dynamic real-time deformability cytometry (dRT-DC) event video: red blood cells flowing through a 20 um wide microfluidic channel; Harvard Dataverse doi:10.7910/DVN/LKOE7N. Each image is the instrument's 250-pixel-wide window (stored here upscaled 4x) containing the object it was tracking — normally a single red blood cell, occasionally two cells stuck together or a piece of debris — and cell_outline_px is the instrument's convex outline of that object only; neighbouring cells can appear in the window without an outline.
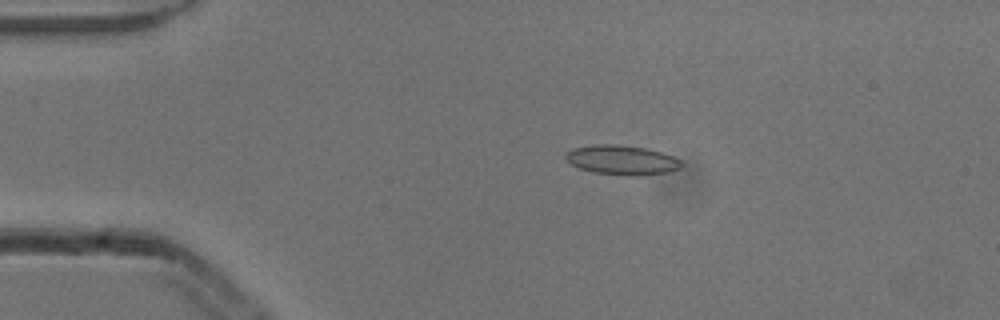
{"species": "common noctule bat (a hibernating species)", "species_latin": "Nyctalus noctula", "temperature_condition": "cold", "stored_images_in_passage": 4, "camera_frame_rate_fps": 3000, "um_per_image_px": 0.085, "animal": {"sex": "male", "body_mass_g": 13.3}, "frame": {"image": 1, "passage_image": 3, "time_ms": 0.667, "image_size_px": [1000, 320], "cell_outline_px": [[684, 164], [680, 168], [672, 172], [640, 176], [632, 176], [592, 172], [580, 168], [572, 164], [564, 156], [572, 148], [596, 144], [620, 144], [644, 148], [660, 152], [672, 156], [680, 160]], "centroid_in_image_um": [52.9, 13.61], "position_along_channel_um": 32.1, "area_um2": 20.0}}